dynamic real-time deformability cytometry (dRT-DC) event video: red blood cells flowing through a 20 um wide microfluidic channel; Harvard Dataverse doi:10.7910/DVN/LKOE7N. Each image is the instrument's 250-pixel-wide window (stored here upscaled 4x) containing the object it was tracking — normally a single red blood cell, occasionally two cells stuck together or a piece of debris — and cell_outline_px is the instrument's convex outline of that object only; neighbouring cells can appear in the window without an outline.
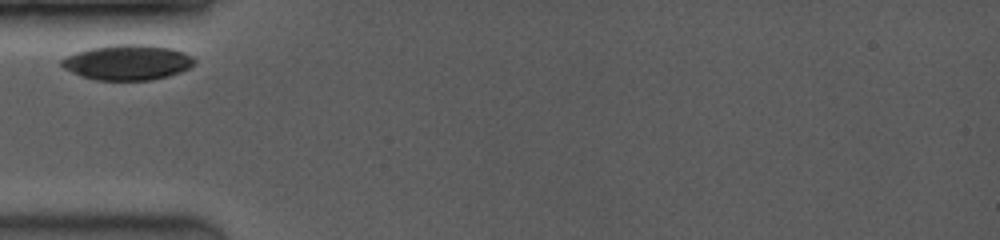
{"species": "common noctule bat (a hibernating species)", "species_latin": "Nyctalus noctula", "temperature_condition": "room temperature", "stored_images_in_passage": 36, "camera_frame_rate_fps": 3500, "um_per_image_px": 0.085, "animal": {"sex": "female", "body_mass_g": 19.0, "forearm_length_mm": 53.3}, "frame": {"image": 1, "passage_image": 1, "time_ms": 0.0, "image_size_px": [1000, 240], "cell_outline_px": [[196, 64], [180, 72], [168, 76], [148, 80], [96, 80], [80, 76], [64, 68], [60, 64], [60, 60], [76, 52], [88, 48], [112, 44], [144, 44], [168, 48], [184, 52], [192, 56], [196, 60]], "centroid_in_image_um": [10.83, 5.3], "position_along_channel_um": 74.2, "area_um2": 27.34}}
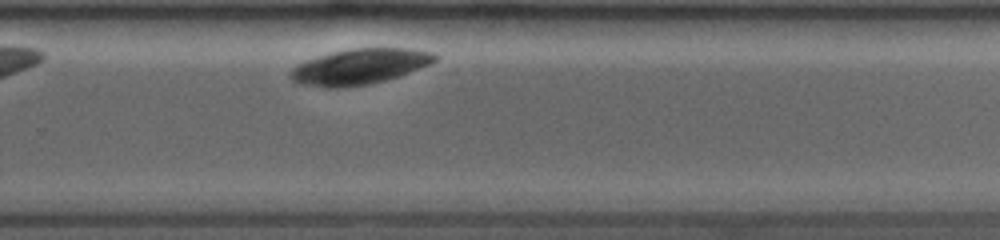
{"frame": {"image": 2, "passage_image": 23, "time_ms": 6.286, "image_size_px": [1000, 240], "cell_outline_px": [[440, 56], [436, 60], [428, 64], [408, 72], [384, 80], [368, 84], [340, 88], [328, 88], [296, 84], [288, 76], [288, 72], [296, 64], [316, 56], [348, 48], [404, 48], [432, 52]], "centroid_in_image_um": [30.46, 5.66], "position_along_channel_um": 299.3, "area_um2": 30.0}}
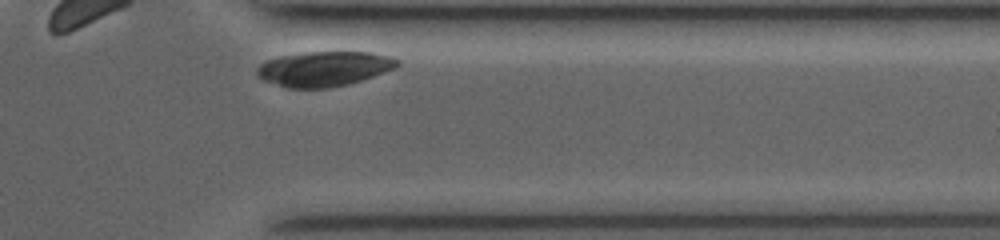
{"frame": {"image": 3, "passage_image": 35, "time_ms": 8.571, "image_size_px": [1000, 240], "cell_outline_px": [[400, 64], [396, 68], [348, 84], [328, 88], [288, 88], [264, 80], [256, 76], [256, 68], [260, 64], [268, 60], [280, 56], [304, 52], [372, 52], [392, 56], [400, 60]], "centroid_in_image_um": [27.56, 5.84], "position_along_channel_um": 383.8, "area_um2": 28.61}}